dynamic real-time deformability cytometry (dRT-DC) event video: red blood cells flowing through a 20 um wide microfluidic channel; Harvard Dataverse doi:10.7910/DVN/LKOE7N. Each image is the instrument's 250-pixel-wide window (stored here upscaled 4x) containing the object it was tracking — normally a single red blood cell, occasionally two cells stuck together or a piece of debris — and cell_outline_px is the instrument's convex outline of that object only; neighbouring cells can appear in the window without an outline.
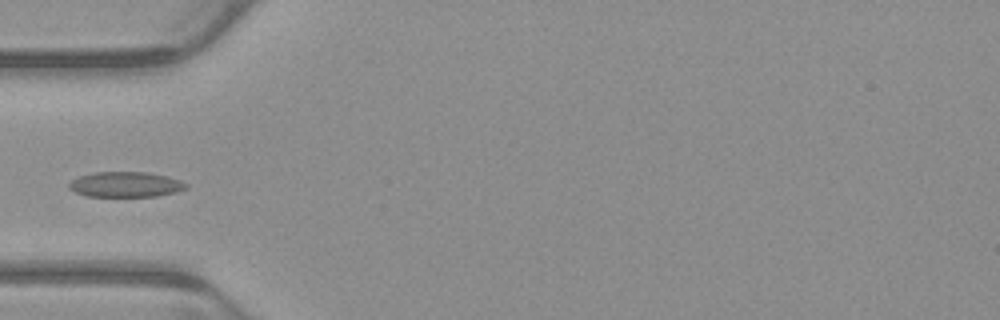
{"species": "common noctule bat (a hibernating species)", "species_latin": "Nyctalus noctula", "temperature_condition": "warm", "stored_images_in_passage": 4, "camera_frame_rate_fps": 3000, "um_per_image_px": 0.085, "animal": {"sex": "male", "body_mass_g": 23.1, "forearm_length_mm": 52.7}, "frame": {"image": 1, "passage_image": 4, "time_ms": 1.0, "image_size_px": [1000, 320], "cell_outline_px": [[188, 188], [176, 192], [156, 196], [88, 196], [76, 192], [68, 188], [68, 184], [72, 180], [80, 176], [96, 172], [148, 172], [168, 176], [180, 180], [188, 184]], "centroid_in_image_um": [10.71, 15.67], "position_along_channel_um": 74.3, "area_um2": 17.22}}